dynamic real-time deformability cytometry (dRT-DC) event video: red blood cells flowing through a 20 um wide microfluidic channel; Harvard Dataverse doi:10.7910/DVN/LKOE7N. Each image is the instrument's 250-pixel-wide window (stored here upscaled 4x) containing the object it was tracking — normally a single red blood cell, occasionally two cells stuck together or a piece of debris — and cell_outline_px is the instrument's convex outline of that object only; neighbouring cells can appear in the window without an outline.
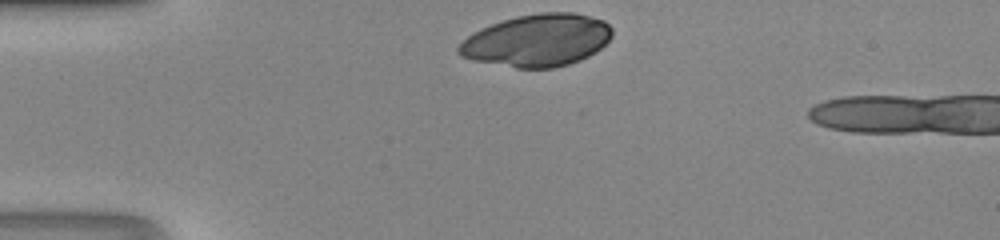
{"species": "human", "species_latin": "Homo sapiens", "temperature_condition": "room temperature", "stored_images_in_passage": 27, "camera_frame_rate_fps": 3000, "um_per_image_px": 0.085, "donor": {"sex": "male"}, "frame": {"image": 1, "passage_image": 1, "time_ms": 0.0, "image_size_px": [1000, 240], "cell_outline_px": [[612, 36], [596, 52], [580, 60], [568, 64], [552, 68], [516, 68], [472, 60], [460, 56], [456, 52], [456, 48], [468, 36], [480, 28], [516, 16], [540, 12], [572, 12], [604, 20], [612, 28]], "centroid_in_image_um": [45.65, 3.43], "position_along_channel_um": 39.4, "area_um2": 46.76}}
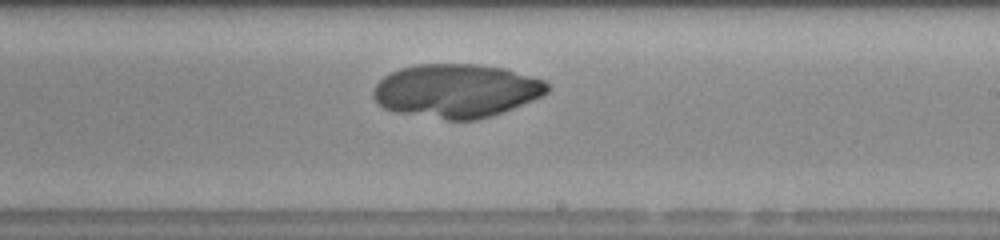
{"frame": {"image": 2, "passage_image": 18, "time_ms": 5.667, "image_size_px": [1000, 240], "cell_outline_px": [[548, 92], [532, 100], [512, 108], [476, 120], [448, 120], [396, 112], [384, 108], [372, 96], [372, 92], [376, 84], [384, 76], [400, 68], [420, 64], [476, 64], [504, 68], [544, 80], [548, 84]], "centroid_in_image_um": [38.77, 7.71], "position_along_channel_um": 250.2, "area_um2": 53.99}}
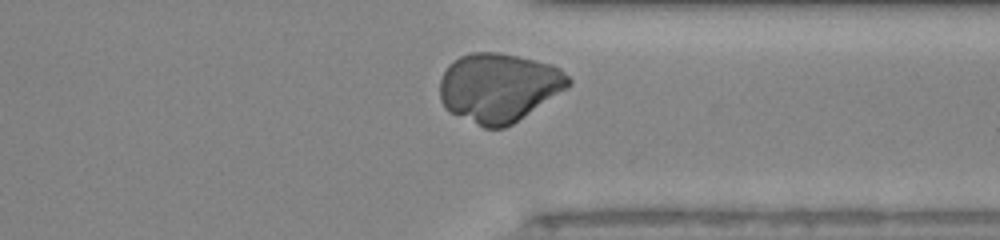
{"frame": {"image": 3, "passage_image": 26, "time_ms": 8.333, "image_size_px": [1000, 240], "cell_outline_px": [[572, 84], [568, 88], [512, 124], [504, 128], [484, 128], [448, 112], [444, 108], [440, 100], [440, 80], [448, 64], [452, 60], [460, 56], [472, 52], [500, 52], [520, 56], [552, 64], [560, 68], [572, 80]], "centroid_in_image_um": [42.39, 7.43], "position_along_channel_um": 369.0, "area_um2": 52.14}}